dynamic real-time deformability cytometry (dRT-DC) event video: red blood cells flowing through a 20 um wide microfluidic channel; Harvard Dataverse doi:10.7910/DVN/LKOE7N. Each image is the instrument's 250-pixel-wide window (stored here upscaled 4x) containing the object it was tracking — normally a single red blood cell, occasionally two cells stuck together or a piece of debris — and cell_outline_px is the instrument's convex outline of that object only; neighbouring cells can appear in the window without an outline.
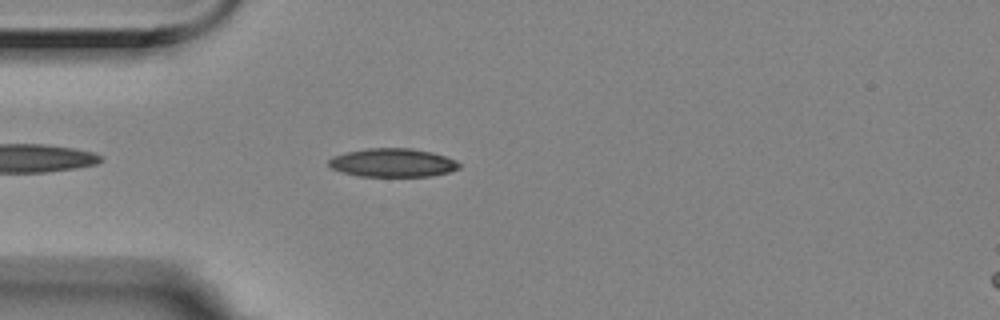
{"species": "Egyptian fruit bat (a non-hibernating species)", "species_latin": "Rousettus aegyptiacus", "temperature_condition": "room temperature", "stored_images_in_passage": 45, "camera_frame_rate_fps": 3000, "um_per_image_px": 0.085, "animal": {"sex": "female"}, "frame": {"image": 1, "passage_image": 4, "time_ms": 1.0, "image_size_px": [1000, 320], "cell_outline_px": [[460, 168], [448, 172], [428, 176], [360, 176], [340, 172], [332, 168], [328, 164], [328, 160], [332, 156], [344, 152], [368, 148], [412, 148], [432, 152], [456, 160], [460, 164]], "centroid_in_image_um": [33.34, 13.82], "position_along_channel_um": 51.7, "area_um2": 21.73}}
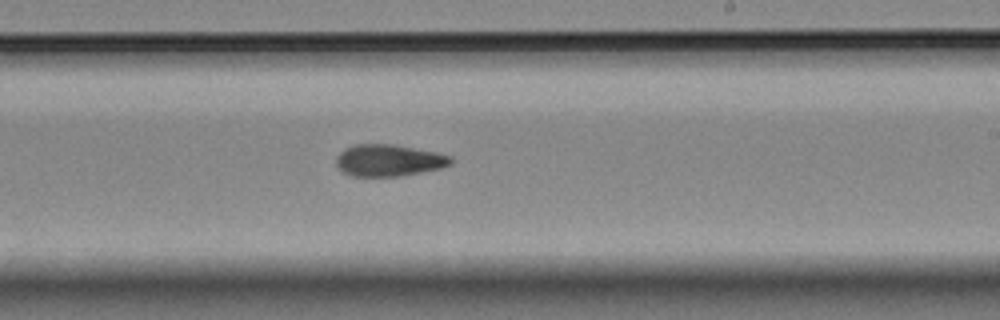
{"frame": {"image": 2, "passage_image": 22, "time_ms": 7.0, "image_size_px": [1000, 320], "cell_outline_px": [[452, 164], [440, 168], [400, 176], [352, 176], [344, 172], [336, 164], [336, 156], [344, 148], [352, 144], [392, 144], [436, 152], [452, 156]], "centroid_in_image_um": [33.03, 13.62], "position_along_channel_um": 256.0, "area_um2": 21.21}}
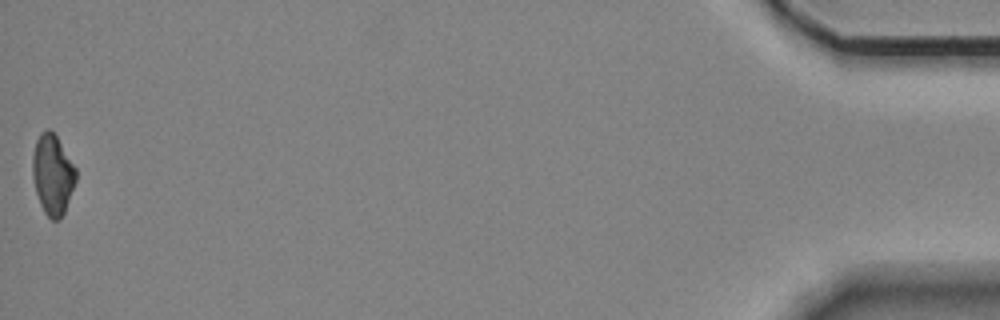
{"frame": {"image": 3, "passage_image": 45, "time_ms": 14.667, "image_size_px": [1000, 320], "cell_outline_px": [[76, 180], [64, 212], [60, 220], [52, 220], [44, 212], [40, 204], [36, 192], [32, 176], [32, 156], [36, 140], [40, 132], [48, 128], [56, 136], [76, 168]], "centroid_in_image_um": [4.45, 14.83], "position_along_channel_um": 430.7, "area_um2": 20.17}, "authors_computed_cell_mechanics": {"area_um2": 21.4438, "velocity_mm_per_s": 3.5289, "shape_relaxation_time_tau1_ms": null, "shape_relaxation_time_tau2_ms": 5.1887, "deformation_change_tau1": null, "deformation_change_tau2": 0.12}}